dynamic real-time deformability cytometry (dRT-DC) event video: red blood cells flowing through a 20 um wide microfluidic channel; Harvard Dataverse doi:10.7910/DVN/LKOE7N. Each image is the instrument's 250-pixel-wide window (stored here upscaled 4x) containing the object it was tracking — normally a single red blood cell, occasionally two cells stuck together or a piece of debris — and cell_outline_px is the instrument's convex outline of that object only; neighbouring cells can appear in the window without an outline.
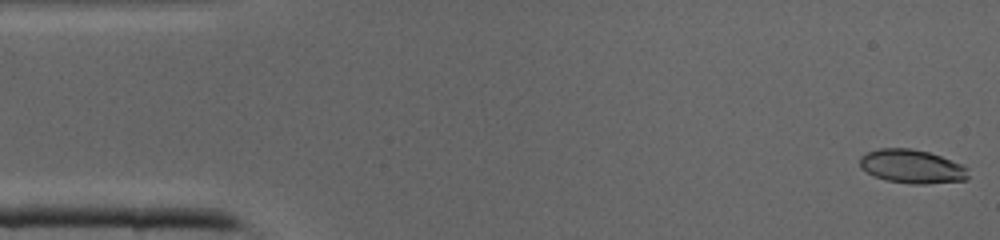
{"species": "common noctule bat (a hibernating species)", "species_latin": "Nyctalus noctula", "temperature_condition": "cold", "stored_images_in_passage": 41, "camera_frame_rate_fps": 3000, "um_per_image_px": 0.085, "animal": {"sex": "male", "body_mass_g": 19.0, "forearm_length_mm": 50.8}, "frame": {"image": 1, "passage_image": 1, "time_ms": 0.0, "image_size_px": [1000, 240], "cell_outline_px": [[968, 180], [924, 184], [912, 184], [888, 180], [872, 176], [860, 168], [860, 156], [868, 152], [880, 148], [912, 148], [928, 152], [964, 164], [968, 168]], "centroid_in_image_um": [77.53, 14.15], "position_along_channel_um": 7.5, "area_um2": 21.5}}
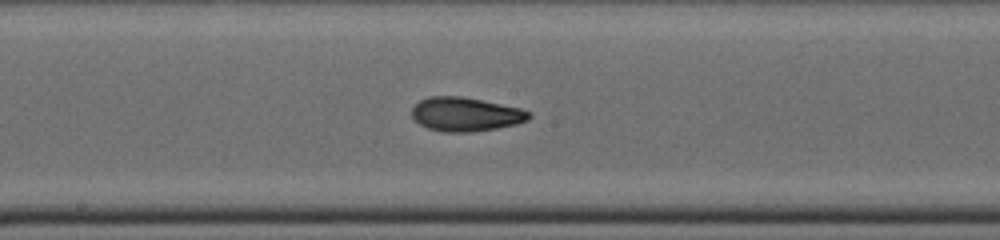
{"frame": {"image": 2, "passage_image": 21, "time_ms": 6.667, "image_size_px": [1000, 240], "cell_outline_px": [[532, 116], [528, 120], [516, 124], [496, 128], [468, 132], [444, 132], [428, 128], [420, 124], [412, 116], [412, 108], [420, 100], [428, 96], [460, 96], [520, 108], [532, 112]], "centroid_in_image_um": [39.58, 9.71], "position_along_channel_um": 208.6, "area_um2": 23.0}}
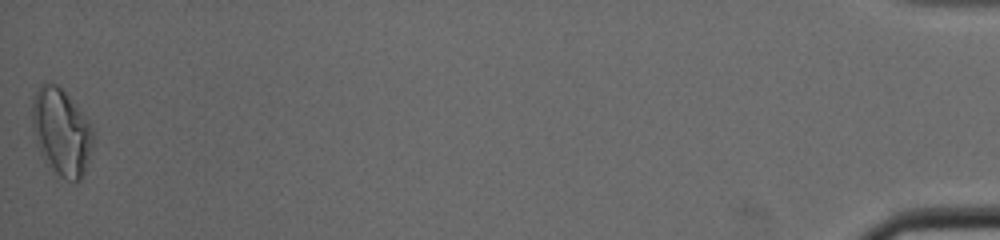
{"frame": {"image": 3, "passage_image": 41, "time_ms": 13.333, "image_size_px": [1000, 240], "cell_outline_px": [[96, 132], [84, 172], [80, 180], [68, 180], [52, 172], [40, 156], [32, 128], [32, 100], [40, 84], [44, 80], [56, 84], [64, 92], [88, 120]], "centroid_in_image_um": [5.19, 11.22], "position_along_channel_um": 430.0, "area_um2": 31.1}}